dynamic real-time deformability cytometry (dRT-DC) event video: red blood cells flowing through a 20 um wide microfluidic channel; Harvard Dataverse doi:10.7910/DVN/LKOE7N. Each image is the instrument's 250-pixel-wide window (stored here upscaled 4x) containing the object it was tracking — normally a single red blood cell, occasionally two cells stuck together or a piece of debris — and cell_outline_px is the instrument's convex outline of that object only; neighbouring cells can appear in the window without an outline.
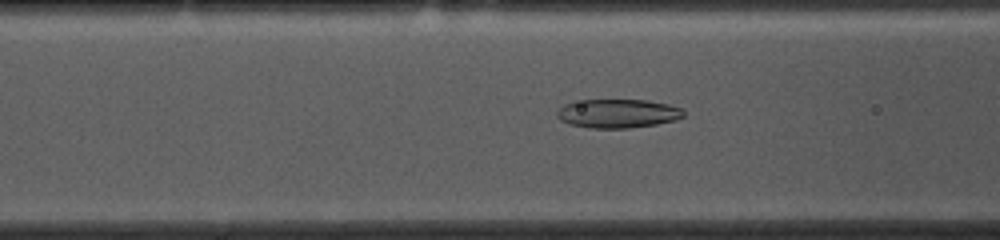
{"species": "common noctule bat (a hibernating species)", "species_latin": "Nyctalus noctula", "temperature_condition": "cold", "stored_images_in_passage": 53, "camera_frame_rate_fps": 3000, "um_per_image_px": 0.085, "animal": {"sex": "female", "body_mass_g": 10.0, "forearm_length_mm": 53.1}, "frame": {"image": 1, "passage_image": 19, "time_ms": 6.0, "image_size_px": [1000, 240], "cell_outline_px": [[684, 116], [676, 120], [656, 124], [628, 128], [588, 128], [568, 124], [560, 120], [556, 116], [556, 112], [564, 104], [572, 100], [644, 100], [668, 104], [680, 108], [684, 112]], "centroid_in_image_um": [52.45, 9.65], "position_along_channel_um": 114.1, "area_um2": 21.39}}
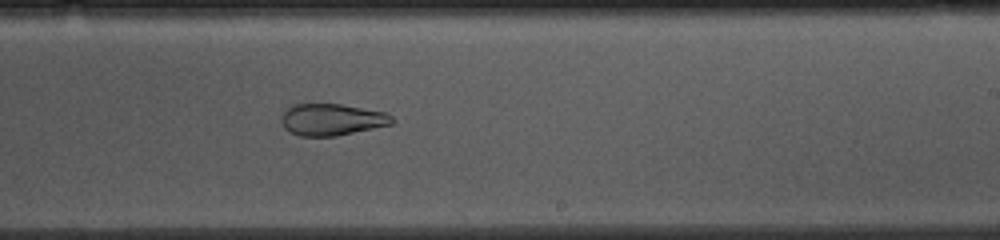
{"frame": {"image": 2, "passage_image": 31, "time_ms": 10.0, "image_size_px": [1000, 240], "cell_outline_px": [[396, 120], [392, 124], [336, 136], [300, 136], [284, 128], [280, 120], [284, 112], [292, 104], [340, 104], [384, 112], [392, 116]], "centroid_in_image_um": [28.2, 10.16], "position_along_channel_um": 260.8, "area_um2": 20.35}}
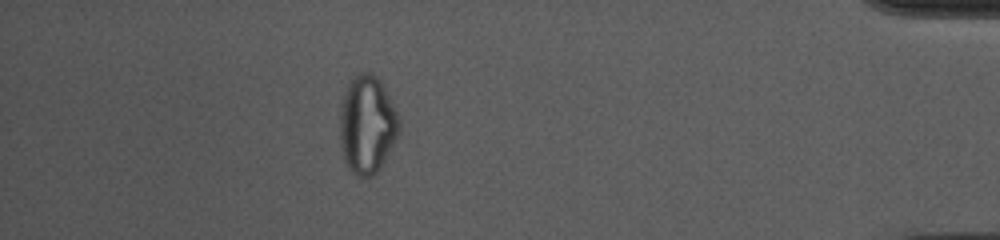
{"frame": {"image": 3, "passage_image": 47, "time_ms": 15.333, "image_size_px": [1000, 240], "cell_outline_px": [[400, 132], [380, 168], [372, 176], [360, 176], [352, 172], [348, 168], [344, 160], [340, 148], [340, 104], [344, 88], [360, 72], [368, 72], [376, 76], [380, 80], [400, 120]], "centroid_in_image_um": [31.18, 10.6], "position_along_channel_um": 404.0, "area_um2": 33.87}, "authors_computed_cell_mechanics": {"area_um2": 25.2586, "velocity_mm_per_s": 3.6738, "shape_relaxation_time_tau1_ms": null, "shape_relaxation_time_tau2_ms": 2.2995, "deformation_change_tau1": null, "deformation_change_tau2": 0.0857}}